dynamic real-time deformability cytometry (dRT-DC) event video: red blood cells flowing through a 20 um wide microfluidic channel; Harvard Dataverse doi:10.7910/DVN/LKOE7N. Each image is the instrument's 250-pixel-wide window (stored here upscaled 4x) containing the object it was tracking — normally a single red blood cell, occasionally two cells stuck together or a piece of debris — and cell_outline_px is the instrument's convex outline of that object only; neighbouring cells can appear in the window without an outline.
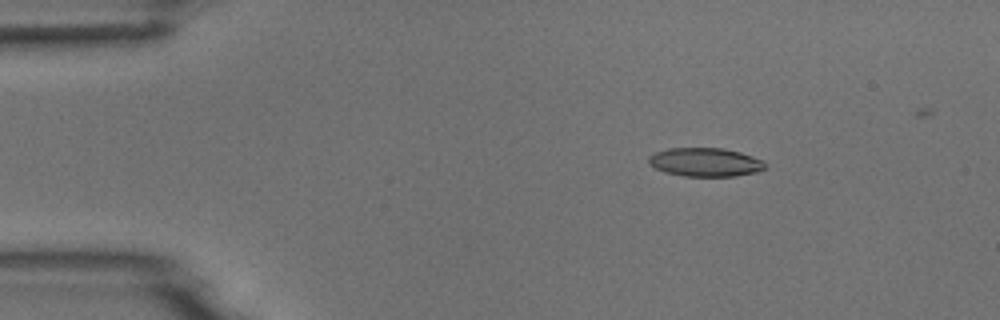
{"species": "common noctule bat (a hibernating species)", "species_latin": "Nyctalus noctula", "temperature_condition": "room temperature", "stored_images_in_passage": 5, "camera_frame_rate_fps": 3000, "um_per_image_px": 0.085, "animal": {"sex": "male", "body_mass_g": 18.8}, "frame": {"image": 1, "passage_image": 2, "time_ms": 2.0, "image_size_px": [1000, 320], "cell_outline_px": [[768, 168], [756, 172], [736, 176], [684, 176], [664, 172], [648, 164], [648, 156], [656, 152], [668, 148], [724, 148], [740, 152], [764, 160]], "centroid_in_image_um": [59.97, 13.78], "position_along_channel_um": 25.0, "area_um2": 19.65}}